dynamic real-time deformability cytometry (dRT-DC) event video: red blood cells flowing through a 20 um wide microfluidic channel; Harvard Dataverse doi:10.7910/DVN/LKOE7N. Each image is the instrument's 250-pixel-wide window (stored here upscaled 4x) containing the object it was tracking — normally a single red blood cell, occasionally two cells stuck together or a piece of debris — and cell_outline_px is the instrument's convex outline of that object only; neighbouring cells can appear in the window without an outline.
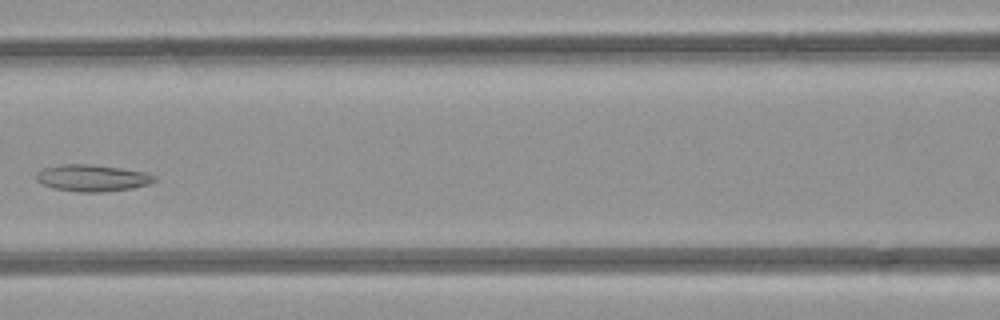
{"species": "common noctule bat (a hibernating species)", "species_latin": "Nyctalus noctula", "temperature_condition": "room temperature", "stored_images_in_passage": 6, "camera_frame_rate_fps": 3000, "um_per_image_px": 0.085, "animal": {"sex": "female", "body_mass_g": 21.9}, "frame": {"image": 1, "passage_image": 5, "time_ms": 4.667, "image_size_px": [1000, 320], "cell_outline_px": [[156, 180], [148, 184], [132, 188], [104, 192], [80, 192], [52, 188], [36, 180], [36, 172], [44, 168], [60, 164], [92, 164], [148, 172], [156, 176]], "centroid_in_image_um": [7.85, 15.12], "position_along_channel_um": 158.7, "area_um2": 18.5}}
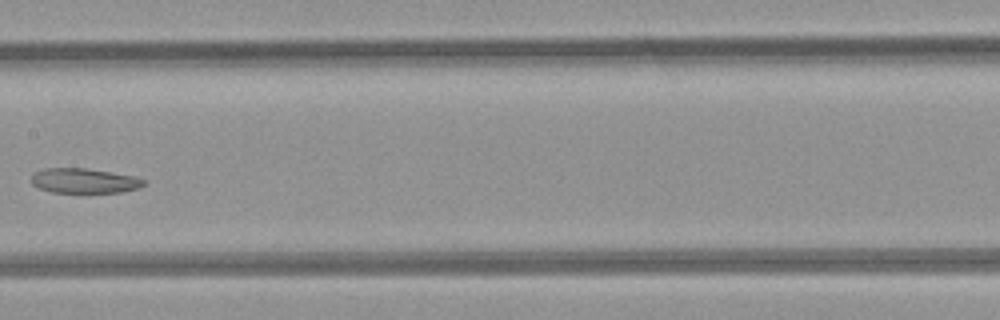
{"frame": {"image": 2, "passage_image": 6, "time_ms": 5.667, "image_size_px": [1000, 320], "cell_outline_px": [[148, 184], [136, 188], [120, 192], [52, 192], [40, 188], [32, 184], [32, 172], [44, 168], [88, 168], [136, 176], [148, 180]], "centroid_in_image_um": [7.2, 15.35], "position_along_channel_um": 200.2, "area_um2": 16.42}}